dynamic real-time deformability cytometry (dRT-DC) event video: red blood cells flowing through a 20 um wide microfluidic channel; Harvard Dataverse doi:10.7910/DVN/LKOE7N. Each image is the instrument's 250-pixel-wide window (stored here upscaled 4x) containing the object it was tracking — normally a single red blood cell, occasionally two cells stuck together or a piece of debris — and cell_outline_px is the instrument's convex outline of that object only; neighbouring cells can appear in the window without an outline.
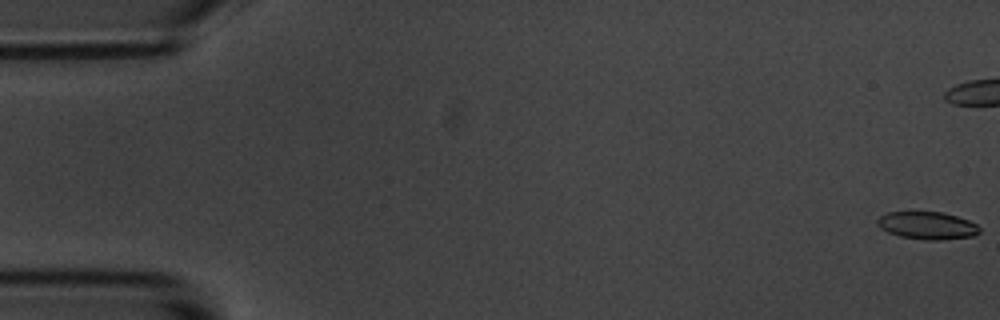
{"species": "common noctule bat (a hibernating species)", "species_latin": "Nyctalus noctula", "temperature_condition": "room temperature", "stored_images_in_passage": 12, "camera_frame_rate_fps": 3000, "um_per_image_px": 0.085, "animal": {"sex": "male", "body_mass_g": 20.1, "forearm_length_mm": 53.5}, "frame": {"image": 1, "passage_image": 1, "time_ms": 0.0, "image_size_px": [1000, 320], "cell_outline_px": [[980, 232], [972, 236], [940, 240], [924, 240], [900, 236], [888, 232], [880, 228], [876, 224], [876, 220], [880, 216], [888, 212], [944, 212], [968, 220], [976, 224], [980, 228]], "centroid_in_image_um": [78.8, 19.17], "position_along_channel_um": 6.2, "area_um2": 16.42}}